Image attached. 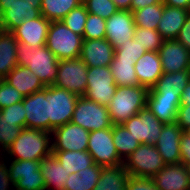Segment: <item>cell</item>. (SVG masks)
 Here are the masks:
<instances>
[{
    "instance_id": "cell-1",
    "label": "cell",
    "mask_w": 190,
    "mask_h": 190,
    "mask_svg": "<svg viewBox=\"0 0 190 190\" xmlns=\"http://www.w3.org/2000/svg\"><path fill=\"white\" fill-rule=\"evenodd\" d=\"M40 169V161L0 159V190H45Z\"/></svg>"
},
{
    "instance_id": "cell-2",
    "label": "cell",
    "mask_w": 190,
    "mask_h": 190,
    "mask_svg": "<svg viewBox=\"0 0 190 190\" xmlns=\"http://www.w3.org/2000/svg\"><path fill=\"white\" fill-rule=\"evenodd\" d=\"M52 154V133L23 128L0 159L40 161Z\"/></svg>"
},
{
    "instance_id": "cell-3",
    "label": "cell",
    "mask_w": 190,
    "mask_h": 190,
    "mask_svg": "<svg viewBox=\"0 0 190 190\" xmlns=\"http://www.w3.org/2000/svg\"><path fill=\"white\" fill-rule=\"evenodd\" d=\"M16 55L18 65L34 72L45 86L54 83L59 60L45 45L32 48L29 44L17 42Z\"/></svg>"
},
{
    "instance_id": "cell-4",
    "label": "cell",
    "mask_w": 190,
    "mask_h": 190,
    "mask_svg": "<svg viewBox=\"0 0 190 190\" xmlns=\"http://www.w3.org/2000/svg\"><path fill=\"white\" fill-rule=\"evenodd\" d=\"M149 89L145 86H117L115 94L108 104L113 124H123L137 115L147 104Z\"/></svg>"
},
{
    "instance_id": "cell-5",
    "label": "cell",
    "mask_w": 190,
    "mask_h": 190,
    "mask_svg": "<svg viewBox=\"0 0 190 190\" xmlns=\"http://www.w3.org/2000/svg\"><path fill=\"white\" fill-rule=\"evenodd\" d=\"M83 37L72 32L62 21L50 24L45 46L58 60L74 59L80 55Z\"/></svg>"
},
{
    "instance_id": "cell-6",
    "label": "cell",
    "mask_w": 190,
    "mask_h": 190,
    "mask_svg": "<svg viewBox=\"0 0 190 190\" xmlns=\"http://www.w3.org/2000/svg\"><path fill=\"white\" fill-rule=\"evenodd\" d=\"M123 166L130 176L151 179L166 163L154 144L144 143L125 158Z\"/></svg>"
},
{
    "instance_id": "cell-7",
    "label": "cell",
    "mask_w": 190,
    "mask_h": 190,
    "mask_svg": "<svg viewBox=\"0 0 190 190\" xmlns=\"http://www.w3.org/2000/svg\"><path fill=\"white\" fill-rule=\"evenodd\" d=\"M79 95L54 85L46 86L49 132L71 122Z\"/></svg>"
},
{
    "instance_id": "cell-8",
    "label": "cell",
    "mask_w": 190,
    "mask_h": 190,
    "mask_svg": "<svg viewBox=\"0 0 190 190\" xmlns=\"http://www.w3.org/2000/svg\"><path fill=\"white\" fill-rule=\"evenodd\" d=\"M71 122L83 127L88 132L113 126L108 107L88 100L84 96L78 97Z\"/></svg>"
},
{
    "instance_id": "cell-9",
    "label": "cell",
    "mask_w": 190,
    "mask_h": 190,
    "mask_svg": "<svg viewBox=\"0 0 190 190\" xmlns=\"http://www.w3.org/2000/svg\"><path fill=\"white\" fill-rule=\"evenodd\" d=\"M41 15V0H0V25L5 31H13L26 19Z\"/></svg>"
},
{
    "instance_id": "cell-10",
    "label": "cell",
    "mask_w": 190,
    "mask_h": 190,
    "mask_svg": "<svg viewBox=\"0 0 190 190\" xmlns=\"http://www.w3.org/2000/svg\"><path fill=\"white\" fill-rule=\"evenodd\" d=\"M116 88L110 66L88 67L87 89L83 95L86 99L108 106Z\"/></svg>"
},
{
    "instance_id": "cell-11",
    "label": "cell",
    "mask_w": 190,
    "mask_h": 190,
    "mask_svg": "<svg viewBox=\"0 0 190 190\" xmlns=\"http://www.w3.org/2000/svg\"><path fill=\"white\" fill-rule=\"evenodd\" d=\"M87 71L88 66L79 57L59 60L58 74L52 85L83 96L87 89Z\"/></svg>"
},
{
    "instance_id": "cell-12",
    "label": "cell",
    "mask_w": 190,
    "mask_h": 190,
    "mask_svg": "<svg viewBox=\"0 0 190 190\" xmlns=\"http://www.w3.org/2000/svg\"><path fill=\"white\" fill-rule=\"evenodd\" d=\"M87 151L94 159L95 164L99 166L123 164L113 143L112 128L90 132Z\"/></svg>"
},
{
    "instance_id": "cell-13",
    "label": "cell",
    "mask_w": 190,
    "mask_h": 190,
    "mask_svg": "<svg viewBox=\"0 0 190 190\" xmlns=\"http://www.w3.org/2000/svg\"><path fill=\"white\" fill-rule=\"evenodd\" d=\"M141 144H155L159 139L164 123L149 108H143L137 115L122 124Z\"/></svg>"
},
{
    "instance_id": "cell-14",
    "label": "cell",
    "mask_w": 190,
    "mask_h": 190,
    "mask_svg": "<svg viewBox=\"0 0 190 190\" xmlns=\"http://www.w3.org/2000/svg\"><path fill=\"white\" fill-rule=\"evenodd\" d=\"M89 134L83 127L66 123L52 131V151H85Z\"/></svg>"
},
{
    "instance_id": "cell-15",
    "label": "cell",
    "mask_w": 190,
    "mask_h": 190,
    "mask_svg": "<svg viewBox=\"0 0 190 190\" xmlns=\"http://www.w3.org/2000/svg\"><path fill=\"white\" fill-rule=\"evenodd\" d=\"M135 27L132 12L118 10L106 20L105 39L114 49H118L126 43V40L133 39Z\"/></svg>"
},
{
    "instance_id": "cell-16",
    "label": "cell",
    "mask_w": 190,
    "mask_h": 190,
    "mask_svg": "<svg viewBox=\"0 0 190 190\" xmlns=\"http://www.w3.org/2000/svg\"><path fill=\"white\" fill-rule=\"evenodd\" d=\"M23 106L26 112V128L49 132V109L46 99V87L29 96H25Z\"/></svg>"
},
{
    "instance_id": "cell-17",
    "label": "cell",
    "mask_w": 190,
    "mask_h": 190,
    "mask_svg": "<svg viewBox=\"0 0 190 190\" xmlns=\"http://www.w3.org/2000/svg\"><path fill=\"white\" fill-rule=\"evenodd\" d=\"M158 53L163 73L185 71L190 66V51L176 38L164 39Z\"/></svg>"
},
{
    "instance_id": "cell-18",
    "label": "cell",
    "mask_w": 190,
    "mask_h": 190,
    "mask_svg": "<svg viewBox=\"0 0 190 190\" xmlns=\"http://www.w3.org/2000/svg\"><path fill=\"white\" fill-rule=\"evenodd\" d=\"M184 130L176 123H164L155 146L166 164H178L181 161L180 144Z\"/></svg>"
},
{
    "instance_id": "cell-19",
    "label": "cell",
    "mask_w": 190,
    "mask_h": 190,
    "mask_svg": "<svg viewBox=\"0 0 190 190\" xmlns=\"http://www.w3.org/2000/svg\"><path fill=\"white\" fill-rule=\"evenodd\" d=\"M51 22L40 15L35 19H26L12 32L17 42L29 44L32 48L46 44V38Z\"/></svg>"
},
{
    "instance_id": "cell-20",
    "label": "cell",
    "mask_w": 190,
    "mask_h": 190,
    "mask_svg": "<svg viewBox=\"0 0 190 190\" xmlns=\"http://www.w3.org/2000/svg\"><path fill=\"white\" fill-rule=\"evenodd\" d=\"M115 49L104 39H84L79 58L88 67L110 66L114 58Z\"/></svg>"
},
{
    "instance_id": "cell-21",
    "label": "cell",
    "mask_w": 190,
    "mask_h": 190,
    "mask_svg": "<svg viewBox=\"0 0 190 190\" xmlns=\"http://www.w3.org/2000/svg\"><path fill=\"white\" fill-rule=\"evenodd\" d=\"M158 190H189L188 167L184 164H166L152 178Z\"/></svg>"
},
{
    "instance_id": "cell-22",
    "label": "cell",
    "mask_w": 190,
    "mask_h": 190,
    "mask_svg": "<svg viewBox=\"0 0 190 190\" xmlns=\"http://www.w3.org/2000/svg\"><path fill=\"white\" fill-rule=\"evenodd\" d=\"M134 69L140 86L152 88L162 76V65L159 53L146 51L135 63Z\"/></svg>"
},
{
    "instance_id": "cell-23",
    "label": "cell",
    "mask_w": 190,
    "mask_h": 190,
    "mask_svg": "<svg viewBox=\"0 0 190 190\" xmlns=\"http://www.w3.org/2000/svg\"><path fill=\"white\" fill-rule=\"evenodd\" d=\"M40 162L45 190H65V184L70 173L61 165L56 156L52 153L50 156L42 158Z\"/></svg>"
},
{
    "instance_id": "cell-24",
    "label": "cell",
    "mask_w": 190,
    "mask_h": 190,
    "mask_svg": "<svg viewBox=\"0 0 190 190\" xmlns=\"http://www.w3.org/2000/svg\"><path fill=\"white\" fill-rule=\"evenodd\" d=\"M180 96L148 95L146 107L163 123L176 122Z\"/></svg>"
},
{
    "instance_id": "cell-25",
    "label": "cell",
    "mask_w": 190,
    "mask_h": 190,
    "mask_svg": "<svg viewBox=\"0 0 190 190\" xmlns=\"http://www.w3.org/2000/svg\"><path fill=\"white\" fill-rule=\"evenodd\" d=\"M189 14V10L164 5L163 14L156 30L164 39L177 38Z\"/></svg>"
},
{
    "instance_id": "cell-26",
    "label": "cell",
    "mask_w": 190,
    "mask_h": 190,
    "mask_svg": "<svg viewBox=\"0 0 190 190\" xmlns=\"http://www.w3.org/2000/svg\"><path fill=\"white\" fill-rule=\"evenodd\" d=\"M4 80L15 87L24 97L41 91L46 87L34 72L27 67L19 65L15 67Z\"/></svg>"
},
{
    "instance_id": "cell-27",
    "label": "cell",
    "mask_w": 190,
    "mask_h": 190,
    "mask_svg": "<svg viewBox=\"0 0 190 190\" xmlns=\"http://www.w3.org/2000/svg\"><path fill=\"white\" fill-rule=\"evenodd\" d=\"M189 79L188 70L174 73H163L156 84L149 89L148 95L181 96Z\"/></svg>"
},
{
    "instance_id": "cell-28",
    "label": "cell",
    "mask_w": 190,
    "mask_h": 190,
    "mask_svg": "<svg viewBox=\"0 0 190 190\" xmlns=\"http://www.w3.org/2000/svg\"><path fill=\"white\" fill-rule=\"evenodd\" d=\"M17 40L12 31H0V79H4L15 67L17 60Z\"/></svg>"
},
{
    "instance_id": "cell-29",
    "label": "cell",
    "mask_w": 190,
    "mask_h": 190,
    "mask_svg": "<svg viewBox=\"0 0 190 190\" xmlns=\"http://www.w3.org/2000/svg\"><path fill=\"white\" fill-rule=\"evenodd\" d=\"M129 177L123 164L101 167L100 178L93 190H126Z\"/></svg>"
},
{
    "instance_id": "cell-30",
    "label": "cell",
    "mask_w": 190,
    "mask_h": 190,
    "mask_svg": "<svg viewBox=\"0 0 190 190\" xmlns=\"http://www.w3.org/2000/svg\"><path fill=\"white\" fill-rule=\"evenodd\" d=\"M62 166L70 174L77 173L95 164L94 159L85 151H52Z\"/></svg>"
},
{
    "instance_id": "cell-31",
    "label": "cell",
    "mask_w": 190,
    "mask_h": 190,
    "mask_svg": "<svg viewBox=\"0 0 190 190\" xmlns=\"http://www.w3.org/2000/svg\"><path fill=\"white\" fill-rule=\"evenodd\" d=\"M101 167L94 164L77 173L70 174L65 184V190H93L100 178Z\"/></svg>"
},
{
    "instance_id": "cell-32",
    "label": "cell",
    "mask_w": 190,
    "mask_h": 190,
    "mask_svg": "<svg viewBox=\"0 0 190 190\" xmlns=\"http://www.w3.org/2000/svg\"><path fill=\"white\" fill-rule=\"evenodd\" d=\"M135 63V60L113 58L110 68L117 86H139Z\"/></svg>"
},
{
    "instance_id": "cell-33",
    "label": "cell",
    "mask_w": 190,
    "mask_h": 190,
    "mask_svg": "<svg viewBox=\"0 0 190 190\" xmlns=\"http://www.w3.org/2000/svg\"><path fill=\"white\" fill-rule=\"evenodd\" d=\"M82 2L83 0H41V15L50 22L61 21Z\"/></svg>"
},
{
    "instance_id": "cell-34",
    "label": "cell",
    "mask_w": 190,
    "mask_h": 190,
    "mask_svg": "<svg viewBox=\"0 0 190 190\" xmlns=\"http://www.w3.org/2000/svg\"><path fill=\"white\" fill-rule=\"evenodd\" d=\"M112 137L118 155L123 161L141 144L122 124H113Z\"/></svg>"
},
{
    "instance_id": "cell-35",
    "label": "cell",
    "mask_w": 190,
    "mask_h": 190,
    "mask_svg": "<svg viewBox=\"0 0 190 190\" xmlns=\"http://www.w3.org/2000/svg\"><path fill=\"white\" fill-rule=\"evenodd\" d=\"M164 4H153L132 11L136 27L156 30L163 14Z\"/></svg>"
},
{
    "instance_id": "cell-36",
    "label": "cell",
    "mask_w": 190,
    "mask_h": 190,
    "mask_svg": "<svg viewBox=\"0 0 190 190\" xmlns=\"http://www.w3.org/2000/svg\"><path fill=\"white\" fill-rule=\"evenodd\" d=\"M138 44L147 51L158 52L163 44L164 38L157 30L135 27L134 37Z\"/></svg>"
},
{
    "instance_id": "cell-37",
    "label": "cell",
    "mask_w": 190,
    "mask_h": 190,
    "mask_svg": "<svg viewBox=\"0 0 190 190\" xmlns=\"http://www.w3.org/2000/svg\"><path fill=\"white\" fill-rule=\"evenodd\" d=\"M22 128L16 122L3 120L0 113V155H3L19 136Z\"/></svg>"
},
{
    "instance_id": "cell-38",
    "label": "cell",
    "mask_w": 190,
    "mask_h": 190,
    "mask_svg": "<svg viewBox=\"0 0 190 190\" xmlns=\"http://www.w3.org/2000/svg\"><path fill=\"white\" fill-rule=\"evenodd\" d=\"M88 12L83 4L72 9L61 21L72 32L83 37Z\"/></svg>"
},
{
    "instance_id": "cell-39",
    "label": "cell",
    "mask_w": 190,
    "mask_h": 190,
    "mask_svg": "<svg viewBox=\"0 0 190 190\" xmlns=\"http://www.w3.org/2000/svg\"><path fill=\"white\" fill-rule=\"evenodd\" d=\"M105 25V19L98 15L88 13L83 32V39H104L106 34Z\"/></svg>"
},
{
    "instance_id": "cell-40",
    "label": "cell",
    "mask_w": 190,
    "mask_h": 190,
    "mask_svg": "<svg viewBox=\"0 0 190 190\" xmlns=\"http://www.w3.org/2000/svg\"><path fill=\"white\" fill-rule=\"evenodd\" d=\"M82 4L88 13L98 15L105 20L118 11L112 0H83Z\"/></svg>"
},
{
    "instance_id": "cell-41",
    "label": "cell",
    "mask_w": 190,
    "mask_h": 190,
    "mask_svg": "<svg viewBox=\"0 0 190 190\" xmlns=\"http://www.w3.org/2000/svg\"><path fill=\"white\" fill-rule=\"evenodd\" d=\"M23 100L24 95L22 93L4 79H0V110Z\"/></svg>"
},
{
    "instance_id": "cell-42",
    "label": "cell",
    "mask_w": 190,
    "mask_h": 190,
    "mask_svg": "<svg viewBox=\"0 0 190 190\" xmlns=\"http://www.w3.org/2000/svg\"><path fill=\"white\" fill-rule=\"evenodd\" d=\"M147 50L141 47L137 40L129 39L126 40V43L115 49V58L127 59V60H135L137 61Z\"/></svg>"
},
{
    "instance_id": "cell-43",
    "label": "cell",
    "mask_w": 190,
    "mask_h": 190,
    "mask_svg": "<svg viewBox=\"0 0 190 190\" xmlns=\"http://www.w3.org/2000/svg\"><path fill=\"white\" fill-rule=\"evenodd\" d=\"M3 116V120H8L9 122H16L22 129L26 128V112L23 106V102L15 103L11 106L5 107L0 110Z\"/></svg>"
},
{
    "instance_id": "cell-44",
    "label": "cell",
    "mask_w": 190,
    "mask_h": 190,
    "mask_svg": "<svg viewBox=\"0 0 190 190\" xmlns=\"http://www.w3.org/2000/svg\"><path fill=\"white\" fill-rule=\"evenodd\" d=\"M126 190H158L152 181L148 178H139L130 176Z\"/></svg>"
},
{
    "instance_id": "cell-45",
    "label": "cell",
    "mask_w": 190,
    "mask_h": 190,
    "mask_svg": "<svg viewBox=\"0 0 190 190\" xmlns=\"http://www.w3.org/2000/svg\"><path fill=\"white\" fill-rule=\"evenodd\" d=\"M180 156L181 164H184L185 166L190 165V135L185 132H183L181 136Z\"/></svg>"
},
{
    "instance_id": "cell-46",
    "label": "cell",
    "mask_w": 190,
    "mask_h": 190,
    "mask_svg": "<svg viewBox=\"0 0 190 190\" xmlns=\"http://www.w3.org/2000/svg\"><path fill=\"white\" fill-rule=\"evenodd\" d=\"M176 123L185 131L190 127V105H180L176 117Z\"/></svg>"
},
{
    "instance_id": "cell-47",
    "label": "cell",
    "mask_w": 190,
    "mask_h": 190,
    "mask_svg": "<svg viewBox=\"0 0 190 190\" xmlns=\"http://www.w3.org/2000/svg\"><path fill=\"white\" fill-rule=\"evenodd\" d=\"M188 51H190V14L185 20L178 37L176 38Z\"/></svg>"
},
{
    "instance_id": "cell-48",
    "label": "cell",
    "mask_w": 190,
    "mask_h": 190,
    "mask_svg": "<svg viewBox=\"0 0 190 190\" xmlns=\"http://www.w3.org/2000/svg\"><path fill=\"white\" fill-rule=\"evenodd\" d=\"M163 3L162 0H132L131 12L153 4Z\"/></svg>"
},
{
    "instance_id": "cell-49",
    "label": "cell",
    "mask_w": 190,
    "mask_h": 190,
    "mask_svg": "<svg viewBox=\"0 0 190 190\" xmlns=\"http://www.w3.org/2000/svg\"><path fill=\"white\" fill-rule=\"evenodd\" d=\"M164 5L182 8L190 11V0H162Z\"/></svg>"
},
{
    "instance_id": "cell-50",
    "label": "cell",
    "mask_w": 190,
    "mask_h": 190,
    "mask_svg": "<svg viewBox=\"0 0 190 190\" xmlns=\"http://www.w3.org/2000/svg\"><path fill=\"white\" fill-rule=\"evenodd\" d=\"M180 105H190V81L186 87L182 90L180 96Z\"/></svg>"
},
{
    "instance_id": "cell-51",
    "label": "cell",
    "mask_w": 190,
    "mask_h": 190,
    "mask_svg": "<svg viewBox=\"0 0 190 190\" xmlns=\"http://www.w3.org/2000/svg\"><path fill=\"white\" fill-rule=\"evenodd\" d=\"M118 10L131 11L132 0H112Z\"/></svg>"
},
{
    "instance_id": "cell-52",
    "label": "cell",
    "mask_w": 190,
    "mask_h": 190,
    "mask_svg": "<svg viewBox=\"0 0 190 190\" xmlns=\"http://www.w3.org/2000/svg\"><path fill=\"white\" fill-rule=\"evenodd\" d=\"M184 132H185L186 134L190 135V127L187 128Z\"/></svg>"
},
{
    "instance_id": "cell-53",
    "label": "cell",
    "mask_w": 190,
    "mask_h": 190,
    "mask_svg": "<svg viewBox=\"0 0 190 190\" xmlns=\"http://www.w3.org/2000/svg\"><path fill=\"white\" fill-rule=\"evenodd\" d=\"M187 167H188L189 180H190V165H188Z\"/></svg>"
},
{
    "instance_id": "cell-54",
    "label": "cell",
    "mask_w": 190,
    "mask_h": 190,
    "mask_svg": "<svg viewBox=\"0 0 190 190\" xmlns=\"http://www.w3.org/2000/svg\"><path fill=\"white\" fill-rule=\"evenodd\" d=\"M188 73H189V79H190V66H189V68H188Z\"/></svg>"
}]
</instances>
